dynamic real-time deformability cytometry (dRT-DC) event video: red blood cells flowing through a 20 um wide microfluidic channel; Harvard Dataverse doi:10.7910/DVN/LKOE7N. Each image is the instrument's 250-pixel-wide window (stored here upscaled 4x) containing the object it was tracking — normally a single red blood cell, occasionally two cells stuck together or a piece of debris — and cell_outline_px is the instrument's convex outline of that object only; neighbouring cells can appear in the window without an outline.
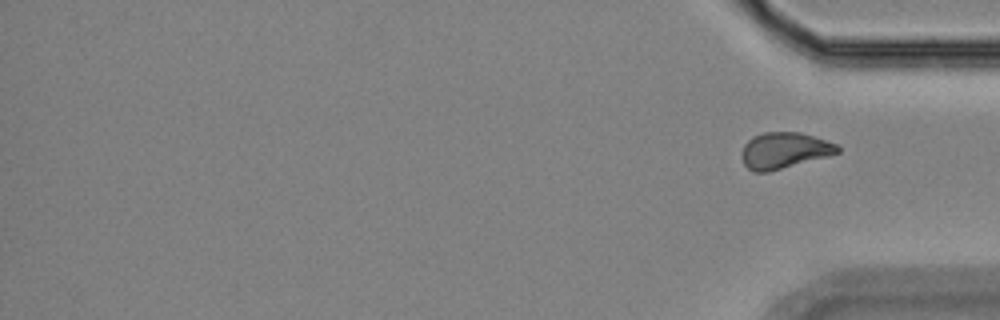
{"species": "Egyptian fruit bat (a non-hibernating species)", "species_latin": "Rousettus aegyptiacus", "temperature_condition": "room temperature", "stored_images_in_passage": 15, "segment_of_instrument_passage": [2, 2], "camera_frame_rate_fps": 3000, "um_per_image_px": 0.085, "animal": {"sex": "female"}, "frame": {"image": 1, "passage_image": 15, "time_ms": 18.0, "image_size_px": [1000, 320], "cell_outline_px": [[840, 152], [828, 156], [768, 172], [752, 172], [744, 164], [740, 156], [744, 144], [752, 136], [764, 132], [800, 132], [836, 144], [840, 148]], "centroid_in_image_um": [66.62, 12.79], "position_along_channel_um": 368.6, "area_um2": 20.17}}